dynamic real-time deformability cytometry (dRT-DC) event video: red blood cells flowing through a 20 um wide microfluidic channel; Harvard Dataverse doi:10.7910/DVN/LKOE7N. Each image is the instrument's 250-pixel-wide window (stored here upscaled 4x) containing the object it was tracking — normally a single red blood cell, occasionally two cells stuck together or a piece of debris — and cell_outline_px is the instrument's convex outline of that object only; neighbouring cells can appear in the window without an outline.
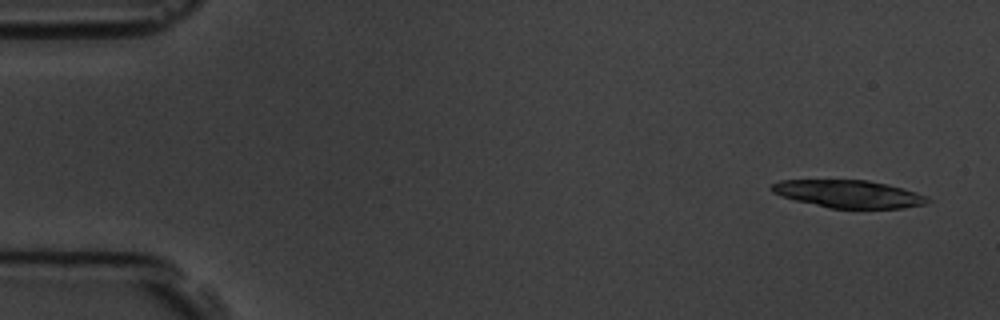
{"species": "common noctule bat (a hibernating species)", "species_latin": "Nyctalus noctula", "temperature_condition": "room temperature", "stored_images_in_passage": 5, "camera_frame_rate_fps": 3000, "um_per_image_px": 0.085, "animal": {"sex": "male", "body_mass_g": 19.5, "forearm_length_mm": 54.6}, "frame": {"image": 1, "passage_image": 1, "time_ms": 0.0, "image_size_px": [1000, 320], "cell_outline_px": [[932, 200], [928, 204], [904, 208], [828, 208], [796, 200], [772, 192], [768, 188], [772, 184], [780, 180], [868, 180], [888, 184], [904, 188], [928, 196]], "centroid_in_image_um": [72.19, 16.48], "position_along_channel_um": 12.8, "area_um2": 25.26}}